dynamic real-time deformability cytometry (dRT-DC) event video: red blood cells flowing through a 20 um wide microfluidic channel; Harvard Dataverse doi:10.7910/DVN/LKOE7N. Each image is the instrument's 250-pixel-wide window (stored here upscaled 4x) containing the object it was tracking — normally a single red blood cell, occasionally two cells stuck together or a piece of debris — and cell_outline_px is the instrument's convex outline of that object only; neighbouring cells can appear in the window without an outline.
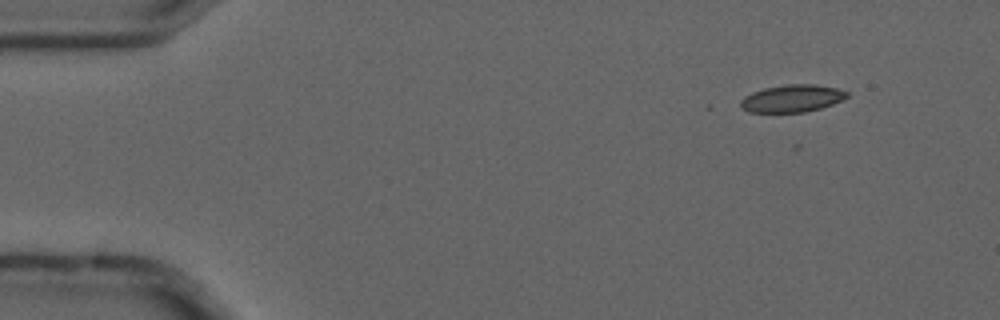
{"species": "common noctule bat (a hibernating species)", "species_latin": "Nyctalus noctula", "temperature_condition": "cold", "stored_images_in_passage": 4, "camera_frame_rate_fps": 3000, "um_per_image_px": 0.085, "animal": {"sex": "male", "forearm_length_mm": 52.5}, "frame": {"image": 1, "passage_image": 2, "time_ms": 0.333, "image_size_px": [1000, 320], "cell_outline_px": [[848, 96], [832, 104], [820, 108], [804, 112], [748, 112], [740, 108], [740, 100], [744, 96], [752, 92], [764, 88], [788, 84], [816, 84], [836, 88], [848, 92]], "centroid_in_image_um": [67.28, 8.36], "position_along_channel_um": 17.7, "area_um2": 16.94}}